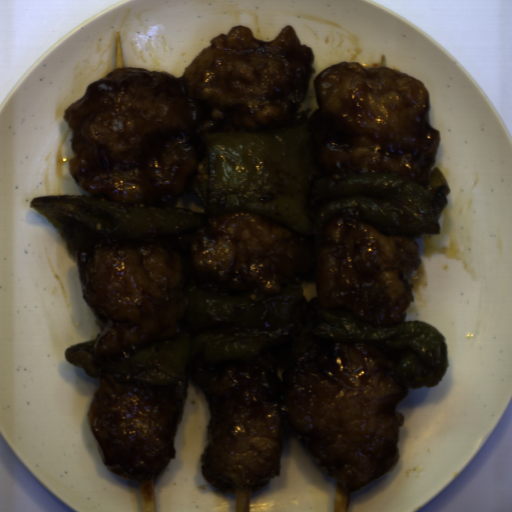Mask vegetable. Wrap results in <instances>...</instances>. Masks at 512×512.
I'll use <instances>...</instances> for the list:
<instances>
[{
  "mask_svg": "<svg viewBox=\"0 0 512 512\" xmlns=\"http://www.w3.org/2000/svg\"><path fill=\"white\" fill-rule=\"evenodd\" d=\"M308 123L270 132L204 131L195 178L165 206H130L94 194L35 196L29 208L62 235L75 257L93 241L154 244L188 254L193 230L216 213L245 211L319 238L341 208L358 207L386 236L441 234L450 184L437 167L427 187L393 173L335 179L317 167Z\"/></svg>",
  "mask_w": 512,
  "mask_h": 512,
  "instance_id": "add77e79",
  "label": "vegetable"
},
{
  "mask_svg": "<svg viewBox=\"0 0 512 512\" xmlns=\"http://www.w3.org/2000/svg\"><path fill=\"white\" fill-rule=\"evenodd\" d=\"M186 301L178 335L108 362L95 358L96 339L65 347L63 357L91 378L106 373L168 387L197 360H244L303 335L329 351L341 342H367L394 361L399 383L411 388L436 386L450 363L448 346L430 322L404 319L396 326H375L345 304L327 307L316 295L307 300L299 284L255 299L194 278L186 287Z\"/></svg>",
  "mask_w": 512,
  "mask_h": 512,
  "instance_id": "ea0f7189",
  "label": "vegetable"
}]
</instances>
